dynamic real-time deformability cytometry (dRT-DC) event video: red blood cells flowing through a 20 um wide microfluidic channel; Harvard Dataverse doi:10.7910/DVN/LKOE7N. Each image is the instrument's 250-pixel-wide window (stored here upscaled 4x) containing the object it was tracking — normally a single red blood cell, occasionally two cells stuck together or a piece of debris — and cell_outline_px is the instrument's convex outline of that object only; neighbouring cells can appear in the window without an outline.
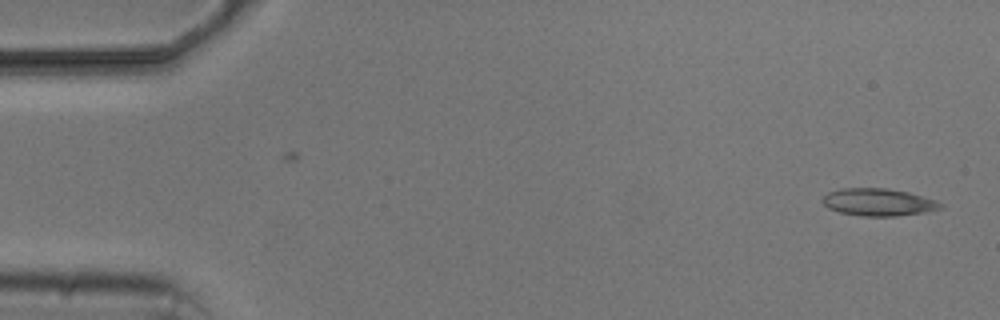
{"species": "common noctule bat (a hibernating species)", "species_latin": "Nyctalus noctula", "temperature_condition": "cold", "stored_images_in_passage": 2, "camera_frame_rate_fps": 3000, "um_per_image_px": 0.085, "animal": {"sex": "male", "body_mass_g": 20.5, "forearm_length_mm": 52.5}, "frame": {"image": 1, "passage_image": 2, "time_ms": 1.0, "image_size_px": [1000, 320], "cell_outline_px": [[944, 208], [924, 212], [896, 216], [860, 216], [840, 212], [828, 208], [820, 200], [828, 192], [840, 188], [888, 188], [908, 192], [936, 200], [944, 204]], "centroid_in_image_um": [74.66, 17.18], "position_along_channel_um": 10.3, "area_um2": 18.96}}